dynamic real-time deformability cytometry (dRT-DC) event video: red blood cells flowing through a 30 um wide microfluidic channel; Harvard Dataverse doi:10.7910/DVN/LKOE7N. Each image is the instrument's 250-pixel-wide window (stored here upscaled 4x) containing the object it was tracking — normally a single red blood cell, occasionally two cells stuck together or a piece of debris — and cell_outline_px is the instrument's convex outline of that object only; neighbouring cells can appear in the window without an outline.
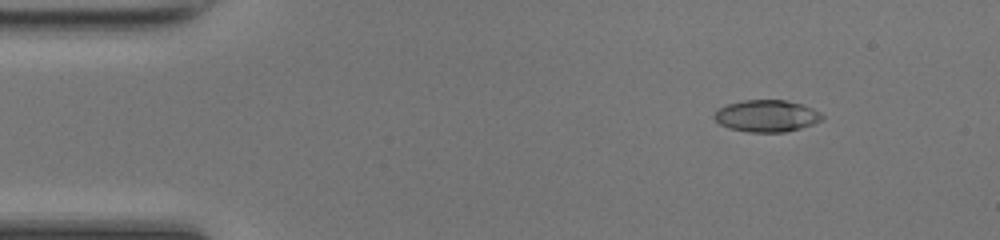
{"species": "common noctule bat (a hibernating species)", "species_latin": "Nyctalus noctula", "temperature_condition": "room temperature", "stored_images_in_passage": 43, "camera_frame_rate_fps": 3000, "um_per_image_px": 0.085, "animal": {"sex": "female", "body_mass_g": 17.0, "forearm_length_mm": 48.0}, "frame": {"image": 1, "passage_image": 1, "time_ms": 0.0, "image_size_px": [1000, 240], "cell_outline_px": [[824, 116], [820, 120], [812, 124], [800, 128], [784, 132], [748, 132], [728, 128], [720, 124], [712, 116], [720, 108], [728, 104], [744, 100], [784, 100], [800, 104], [812, 108], [820, 112]], "centroid_in_image_um": [65.15, 9.86], "position_along_channel_um": 19.9, "area_um2": 19.83}}
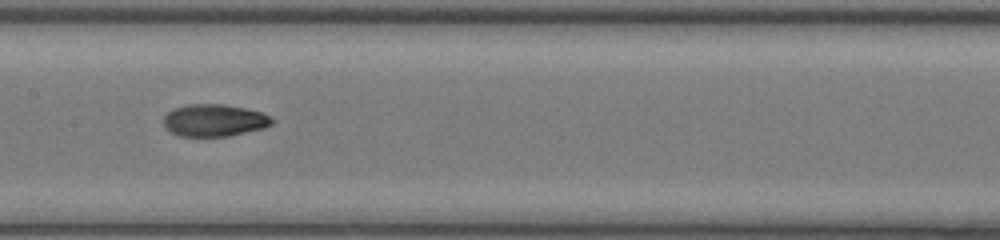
{"frame": {"image": 2, "passage_image": 19, "time_ms": 6.0, "image_size_px": [1000, 240], "cell_outline_px": [[276, 120], [272, 124], [264, 128], [228, 136], [180, 136], [164, 128], [164, 116], [168, 112], [176, 108], [188, 104], [220, 104], [244, 108], [260, 112]], "centroid_in_image_um": [18.21, 10.23], "position_along_channel_um": 189.2, "area_um2": 20.17}}
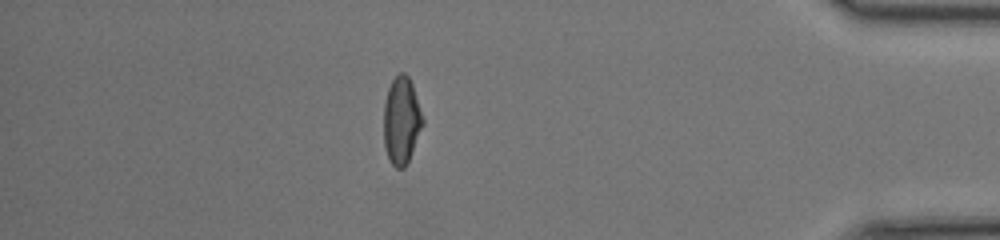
{"frame": {"image": 3, "passage_image": 37, "time_ms": 12.0, "image_size_px": [1000, 240], "cell_outline_px": [[424, 124], [408, 160], [404, 168], [396, 168], [388, 160], [384, 144], [384, 104], [388, 88], [392, 80], [400, 72], [404, 72], [408, 76], [412, 84], [424, 120]], "centroid_in_image_um": [34.12, 10.25], "position_along_channel_um": 401.1, "area_um2": 19.77}, "authors_computed_cell_mechanics": {"area_um2": 19.941, "velocity_mm_per_s": 4.2919, "shape_relaxation_time_tau1_ms": null, "shape_relaxation_time_tau2_ms": 2.1133, "deformation_change_tau1": null, "deformation_change_tau2": 0.0662}}